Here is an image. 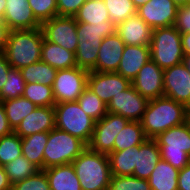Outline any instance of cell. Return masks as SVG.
<instances>
[{"label": "cell", "instance_id": "cell-1", "mask_svg": "<svg viewBox=\"0 0 190 190\" xmlns=\"http://www.w3.org/2000/svg\"><path fill=\"white\" fill-rule=\"evenodd\" d=\"M190 119V109L165 96L149 100L140 121L147 138L155 139L160 133L181 125Z\"/></svg>", "mask_w": 190, "mask_h": 190}, {"label": "cell", "instance_id": "cell-2", "mask_svg": "<svg viewBox=\"0 0 190 190\" xmlns=\"http://www.w3.org/2000/svg\"><path fill=\"white\" fill-rule=\"evenodd\" d=\"M43 40L41 28L11 30L3 53L11 67L20 70L41 61Z\"/></svg>", "mask_w": 190, "mask_h": 190}, {"label": "cell", "instance_id": "cell-3", "mask_svg": "<svg viewBox=\"0 0 190 190\" xmlns=\"http://www.w3.org/2000/svg\"><path fill=\"white\" fill-rule=\"evenodd\" d=\"M77 50L75 62L77 67L93 71L98 58L99 48L106 36L116 33V25L107 20L102 24L77 22Z\"/></svg>", "mask_w": 190, "mask_h": 190}, {"label": "cell", "instance_id": "cell-4", "mask_svg": "<svg viewBox=\"0 0 190 190\" xmlns=\"http://www.w3.org/2000/svg\"><path fill=\"white\" fill-rule=\"evenodd\" d=\"M72 165L82 190H108L111 171L107 154L86 147Z\"/></svg>", "mask_w": 190, "mask_h": 190}, {"label": "cell", "instance_id": "cell-5", "mask_svg": "<svg viewBox=\"0 0 190 190\" xmlns=\"http://www.w3.org/2000/svg\"><path fill=\"white\" fill-rule=\"evenodd\" d=\"M161 159L181 170L190 163V119L155 138Z\"/></svg>", "mask_w": 190, "mask_h": 190}, {"label": "cell", "instance_id": "cell-6", "mask_svg": "<svg viewBox=\"0 0 190 190\" xmlns=\"http://www.w3.org/2000/svg\"><path fill=\"white\" fill-rule=\"evenodd\" d=\"M87 147L79 138L54 128L49 131L43 151V170L59 165L71 164Z\"/></svg>", "mask_w": 190, "mask_h": 190}, {"label": "cell", "instance_id": "cell-7", "mask_svg": "<svg viewBox=\"0 0 190 190\" xmlns=\"http://www.w3.org/2000/svg\"><path fill=\"white\" fill-rule=\"evenodd\" d=\"M151 59L163 70L183 62L181 33L175 26L153 29Z\"/></svg>", "mask_w": 190, "mask_h": 190}, {"label": "cell", "instance_id": "cell-8", "mask_svg": "<svg viewBox=\"0 0 190 190\" xmlns=\"http://www.w3.org/2000/svg\"><path fill=\"white\" fill-rule=\"evenodd\" d=\"M55 128L79 138L86 145L90 143L96 121L81 109L77 101L54 105Z\"/></svg>", "mask_w": 190, "mask_h": 190}, {"label": "cell", "instance_id": "cell-9", "mask_svg": "<svg viewBox=\"0 0 190 190\" xmlns=\"http://www.w3.org/2000/svg\"><path fill=\"white\" fill-rule=\"evenodd\" d=\"M88 74L89 71L77 66L57 70L52 86L55 104L77 101L87 87Z\"/></svg>", "mask_w": 190, "mask_h": 190}, {"label": "cell", "instance_id": "cell-10", "mask_svg": "<svg viewBox=\"0 0 190 190\" xmlns=\"http://www.w3.org/2000/svg\"><path fill=\"white\" fill-rule=\"evenodd\" d=\"M128 122V119L119 114L107 113L95 123L92 138L87 147L94 152L107 155L113 152L115 138Z\"/></svg>", "mask_w": 190, "mask_h": 190}, {"label": "cell", "instance_id": "cell-11", "mask_svg": "<svg viewBox=\"0 0 190 190\" xmlns=\"http://www.w3.org/2000/svg\"><path fill=\"white\" fill-rule=\"evenodd\" d=\"M45 40L60 45L66 50L76 53L77 50V22L75 17L55 16L41 24Z\"/></svg>", "mask_w": 190, "mask_h": 190}, {"label": "cell", "instance_id": "cell-12", "mask_svg": "<svg viewBox=\"0 0 190 190\" xmlns=\"http://www.w3.org/2000/svg\"><path fill=\"white\" fill-rule=\"evenodd\" d=\"M130 85L131 81L117 72L89 71L87 78V87L106 105Z\"/></svg>", "mask_w": 190, "mask_h": 190}, {"label": "cell", "instance_id": "cell-13", "mask_svg": "<svg viewBox=\"0 0 190 190\" xmlns=\"http://www.w3.org/2000/svg\"><path fill=\"white\" fill-rule=\"evenodd\" d=\"M149 100L141 96L132 84L118 95L114 96L107 105L108 113L119 114L129 121H141Z\"/></svg>", "mask_w": 190, "mask_h": 190}, {"label": "cell", "instance_id": "cell-14", "mask_svg": "<svg viewBox=\"0 0 190 190\" xmlns=\"http://www.w3.org/2000/svg\"><path fill=\"white\" fill-rule=\"evenodd\" d=\"M164 96L190 109V73L183 63L164 70Z\"/></svg>", "mask_w": 190, "mask_h": 190}, {"label": "cell", "instance_id": "cell-15", "mask_svg": "<svg viewBox=\"0 0 190 190\" xmlns=\"http://www.w3.org/2000/svg\"><path fill=\"white\" fill-rule=\"evenodd\" d=\"M177 8L172 0H149L136 13L148 26L157 29L174 25Z\"/></svg>", "mask_w": 190, "mask_h": 190}, {"label": "cell", "instance_id": "cell-16", "mask_svg": "<svg viewBox=\"0 0 190 190\" xmlns=\"http://www.w3.org/2000/svg\"><path fill=\"white\" fill-rule=\"evenodd\" d=\"M163 73L152 59H150L139 71L131 82L134 89L148 100L164 96Z\"/></svg>", "mask_w": 190, "mask_h": 190}, {"label": "cell", "instance_id": "cell-17", "mask_svg": "<svg viewBox=\"0 0 190 190\" xmlns=\"http://www.w3.org/2000/svg\"><path fill=\"white\" fill-rule=\"evenodd\" d=\"M3 22L9 31L41 28L28 0H6Z\"/></svg>", "mask_w": 190, "mask_h": 190}, {"label": "cell", "instance_id": "cell-18", "mask_svg": "<svg viewBox=\"0 0 190 190\" xmlns=\"http://www.w3.org/2000/svg\"><path fill=\"white\" fill-rule=\"evenodd\" d=\"M125 47V43L117 33L106 36L99 48L94 72H116Z\"/></svg>", "mask_w": 190, "mask_h": 190}, {"label": "cell", "instance_id": "cell-19", "mask_svg": "<svg viewBox=\"0 0 190 190\" xmlns=\"http://www.w3.org/2000/svg\"><path fill=\"white\" fill-rule=\"evenodd\" d=\"M153 29L137 13L116 25V33L125 45L150 46Z\"/></svg>", "mask_w": 190, "mask_h": 190}, {"label": "cell", "instance_id": "cell-20", "mask_svg": "<svg viewBox=\"0 0 190 190\" xmlns=\"http://www.w3.org/2000/svg\"><path fill=\"white\" fill-rule=\"evenodd\" d=\"M55 124L54 107H37L21 121L14 132L24 138L35 133L49 132L55 128Z\"/></svg>", "mask_w": 190, "mask_h": 190}, {"label": "cell", "instance_id": "cell-21", "mask_svg": "<svg viewBox=\"0 0 190 190\" xmlns=\"http://www.w3.org/2000/svg\"><path fill=\"white\" fill-rule=\"evenodd\" d=\"M151 59L150 46L125 45L117 73L131 82Z\"/></svg>", "mask_w": 190, "mask_h": 190}, {"label": "cell", "instance_id": "cell-22", "mask_svg": "<svg viewBox=\"0 0 190 190\" xmlns=\"http://www.w3.org/2000/svg\"><path fill=\"white\" fill-rule=\"evenodd\" d=\"M160 160L161 153L156 140L146 139L142 144L136 146V164L132 176L148 180Z\"/></svg>", "mask_w": 190, "mask_h": 190}, {"label": "cell", "instance_id": "cell-23", "mask_svg": "<svg viewBox=\"0 0 190 190\" xmlns=\"http://www.w3.org/2000/svg\"><path fill=\"white\" fill-rule=\"evenodd\" d=\"M44 172L51 190H82L72 163L53 166L45 169Z\"/></svg>", "mask_w": 190, "mask_h": 190}, {"label": "cell", "instance_id": "cell-24", "mask_svg": "<svg viewBox=\"0 0 190 190\" xmlns=\"http://www.w3.org/2000/svg\"><path fill=\"white\" fill-rule=\"evenodd\" d=\"M41 61L56 70L69 69L77 66L73 52L45 39L42 43Z\"/></svg>", "mask_w": 190, "mask_h": 190}, {"label": "cell", "instance_id": "cell-25", "mask_svg": "<svg viewBox=\"0 0 190 190\" xmlns=\"http://www.w3.org/2000/svg\"><path fill=\"white\" fill-rule=\"evenodd\" d=\"M179 171V169L161 159L148 179L151 190H178Z\"/></svg>", "mask_w": 190, "mask_h": 190}, {"label": "cell", "instance_id": "cell-26", "mask_svg": "<svg viewBox=\"0 0 190 190\" xmlns=\"http://www.w3.org/2000/svg\"><path fill=\"white\" fill-rule=\"evenodd\" d=\"M49 132L35 133L22 140V155L39 170H43V151L47 144Z\"/></svg>", "mask_w": 190, "mask_h": 190}, {"label": "cell", "instance_id": "cell-27", "mask_svg": "<svg viewBox=\"0 0 190 190\" xmlns=\"http://www.w3.org/2000/svg\"><path fill=\"white\" fill-rule=\"evenodd\" d=\"M110 171L113 176L133 175L136 164V146L108 154Z\"/></svg>", "mask_w": 190, "mask_h": 190}, {"label": "cell", "instance_id": "cell-28", "mask_svg": "<svg viewBox=\"0 0 190 190\" xmlns=\"http://www.w3.org/2000/svg\"><path fill=\"white\" fill-rule=\"evenodd\" d=\"M1 102L5 109L8 122L13 130L19 126L21 121L27 115L32 113L37 108L34 103L23 96Z\"/></svg>", "mask_w": 190, "mask_h": 190}, {"label": "cell", "instance_id": "cell-29", "mask_svg": "<svg viewBox=\"0 0 190 190\" xmlns=\"http://www.w3.org/2000/svg\"><path fill=\"white\" fill-rule=\"evenodd\" d=\"M148 139L139 121H129L119 132L114 141L113 151H121L129 147H135Z\"/></svg>", "mask_w": 190, "mask_h": 190}, {"label": "cell", "instance_id": "cell-30", "mask_svg": "<svg viewBox=\"0 0 190 190\" xmlns=\"http://www.w3.org/2000/svg\"><path fill=\"white\" fill-rule=\"evenodd\" d=\"M76 22L102 24L110 20L104 0H86L74 16Z\"/></svg>", "mask_w": 190, "mask_h": 190}, {"label": "cell", "instance_id": "cell-31", "mask_svg": "<svg viewBox=\"0 0 190 190\" xmlns=\"http://www.w3.org/2000/svg\"><path fill=\"white\" fill-rule=\"evenodd\" d=\"M24 81L27 83H40L52 87L57 70L43 61L33 63L20 69Z\"/></svg>", "mask_w": 190, "mask_h": 190}, {"label": "cell", "instance_id": "cell-32", "mask_svg": "<svg viewBox=\"0 0 190 190\" xmlns=\"http://www.w3.org/2000/svg\"><path fill=\"white\" fill-rule=\"evenodd\" d=\"M22 96L37 107H54L55 105L52 87L40 83H27Z\"/></svg>", "mask_w": 190, "mask_h": 190}, {"label": "cell", "instance_id": "cell-33", "mask_svg": "<svg viewBox=\"0 0 190 190\" xmlns=\"http://www.w3.org/2000/svg\"><path fill=\"white\" fill-rule=\"evenodd\" d=\"M81 109L96 122L101 120L107 113V105L101 101L88 87L77 99Z\"/></svg>", "mask_w": 190, "mask_h": 190}, {"label": "cell", "instance_id": "cell-34", "mask_svg": "<svg viewBox=\"0 0 190 190\" xmlns=\"http://www.w3.org/2000/svg\"><path fill=\"white\" fill-rule=\"evenodd\" d=\"M10 183L22 181L34 175L39 169L23 155L3 166Z\"/></svg>", "mask_w": 190, "mask_h": 190}, {"label": "cell", "instance_id": "cell-35", "mask_svg": "<svg viewBox=\"0 0 190 190\" xmlns=\"http://www.w3.org/2000/svg\"><path fill=\"white\" fill-rule=\"evenodd\" d=\"M8 79L0 92V102L10 99H16L23 95L26 82L22 77L20 70L10 68L7 75Z\"/></svg>", "mask_w": 190, "mask_h": 190}, {"label": "cell", "instance_id": "cell-36", "mask_svg": "<svg viewBox=\"0 0 190 190\" xmlns=\"http://www.w3.org/2000/svg\"><path fill=\"white\" fill-rule=\"evenodd\" d=\"M22 140L15 132L0 137V165L5 166L22 155Z\"/></svg>", "mask_w": 190, "mask_h": 190}, {"label": "cell", "instance_id": "cell-37", "mask_svg": "<svg viewBox=\"0 0 190 190\" xmlns=\"http://www.w3.org/2000/svg\"><path fill=\"white\" fill-rule=\"evenodd\" d=\"M110 20L118 25L129 16L136 14V8L131 0H104Z\"/></svg>", "mask_w": 190, "mask_h": 190}, {"label": "cell", "instance_id": "cell-38", "mask_svg": "<svg viewBox=\"0 0 190 190\" xmlns=\"http://www.w3.org/2000/svg\"><path fill=\"white\" fill-rule=\"evenodd\" d=\"M108 190H151V187L147 179L111 175Z\"/></svg>", "mask_w": 190, "mask_h": 190}, {"label": "cell", "instance_id": "cell-39", "mask_svg": "<svg viewBox=\"0 0 190 190\" xmlns=\"http://www.w3.org/2000/svg\"><path fill=\"white\" fill-rule=\"evenodd\" d=\"M28 3L40 24L57 16V0H28Z\"/></svg>", "mask_w": 190, "mask_h": 190}, {"label": "cell", "instance_id": "cell-40", "mask_svg": "<svg viewBox=\"0 0 190 190\" xmlns=\"http://www.w3.org/2000/svg\"><path fill=\"white\" fill-rule=\"evenodd\" d=\"M12 190H51L49 181L44 170L37 171L34 175L16 182Z\"/></svg>", "mask_w": 190, "mask_h": 190}, {"label": "cell", "instance_id": "cell-41", "mask_svg": "<svg viewBox=\"0 0 190 190\" xmlns=\"http://www.w3.org/2000/svg\"><path fill=\"white\" fill-rule=\"evenodd\" d=\"M174 26L181 34L190 33V4L178 6Z\"/></svg>", "mask_w": 190, "mask_h": 190}, {"label": "cell", "instance_id": "cell-42", "mask_svg": "<svg viewBox=\"0 0 190 190\" xmlns=\"http://www.w3.org/2000/svg\"><path fill=\"white\" fill-rule=\"evenodd\" d=\"M86 0H57V16L74 17Z\"/></svg>", "mask_w": 190, "mask_h": 190}, {"label": "cell", "instance_id": "cell-43", "mask_svg": "<svg viewBox=\"0 0 190 190\" xmlns=\"http://www.w3.org/2000/svg\"><path fill=\"white\" fill-rule=\"evenodd\" d=\"M178 190H190V163L179 171Z\"/></svg>", "mask_w": 190, "mask_h": 190}, {"label": "cell", "instance_id": "cell-44", "mask_svg": "<svg viewBox=\"0 0 190 190\" xmlns=\"http://www.w3.org/2000/svg\"><path fill=\"white\" fill-rule=\"evenodd\" d=\"M13 132L14 130L12 129V127L8 122L2 102H0V137L9 135Z\"/></svg>", "mask_w": 190, "mask_h": 190}, {"label": "cell", "instance_id": "cell-45", "mask_svg": "<svg viewBox=\"0 0 190 190\" xmlns=\"http://www.w3.org/2000/svg\"><path fill=\"white\" fill-rule=\"evenodd\" d=\"M10 68L11 65L8 63L4 53H0V92L8 79L7 75Z\"/></svg>", "mask_w": 190, "mask_h": 190}, {"label": "cell", "instance_id": "cell-46", "mask_svg": "<svg viewBox=\"0 0 190 190\" xmlns=\"http://www.w3.org/2000/svg\"><path fill=\"white\" fill-rule=\"evenodd\" d=\"M8 33L9 30L7 26L4 24L3 20L0 19V53L4 52Z\"/></svg>", "mask_w": 190, "mask_h": 190}, {"label": "cell", "instance_id": "cell-47", "mask_svg": "<svg viewBox=\"0 0 190 190\" xmlns=\"http://www.w3.org/2000/svg\"><path fill=\"white\" fill-rule=\"evenodd\" d=\"M0 190H12L8 176L3 166L0 165Z\"/></svg>", "mask_w": 190, "mask_h": 190}, {"label": "cell", "instance_id": "cell-48", "mask_svg": "<svg viewBox=\"0 0 190 190\" xmlns=\"http://www.w3.org/2000/svg\"><path fill=\"white\" fill-rule=\"evenodd\" d=\"M184 55H190V33L181 34Z\"/></svg>", "mask_w": 190, "mask_h": 190}, {"label": "cell", "instance_id": "cell-49", "mask_svg": "<svg viewBox=\"0 0 190 190\" xmlns=\"http://www.w3.org/2000/svg\"><path fill=\"white\" fill-rule=\"evenodd\" d=\"M5 4H6V0H0V19L2 20L5 15Z\"/></svg>", "mask_w": 190, "mask_h": 190}, {"label": "cell", "instance_id": "cell-50", "mask_svg": "<svg viewBox=\"0 0 190 190\" xmlns=\"http://www.w3.org/2000/svg\"><path fill=\"white\" fill-rule=\"evenodd\" d=\"M182 63L185 65L186 69L190 73V55H184Z\"/></svg>", "mask_w": 190, "mask_h": 190}, {"label": "cell", "instance_id": "cell-51", "mask_svg": "<svg viewBox=\"0 0 190 190\" xmlns=\"http://www.w3.org/2000/svg\"><path fill=\"white\" fill-rule=\"evenodd\" d=\"M135 6V8H139L141 6H143L147 1L149 0H131Z\"/></svg>", "mask_w": 190, "mask_h": 190}, {"label": "cell", "instance_id": "cell-52", "mask_svg": "<svg viewBox=\"0 0 190 190\" xmlns=\"http://www.w3.org/2000/svg\"><path fill=\"white\" fill-rule=\"evenodd\" d=\"M176 5L178 6H182V5H185V4H189V1L190 0H172Z\"/></svg>", "mask_w": 190, "mask_h": 190}]
</instances>
